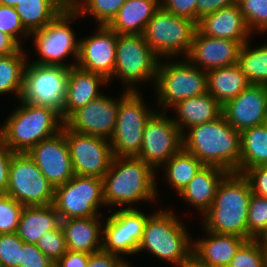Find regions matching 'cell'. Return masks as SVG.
<instances>
[{"label": "cell", "instance_id": "f1b7e54d", "mask_svg": "<svg viewBox=\"0 0 267 267\" xmlns=\"http://www.w3.org/2000/svg\"><path fill=\"white\" fill-rule=\"evenodd\" d=\"M60 225L61 218L53 204L24 206L16 233L25 243L36 244L43 234Z\"/></svg>", "mask_w": 267, "mask_h": 267}, {"label": "cell", "instance_id": "7bdbcfd3", "mask_svg": "<svg viewBox=\"0 0 267 267\" xmlns=\"http://www.w3.org/2000/svg\"><path fill=\"white\" fill-rule=\"evenodd\" d=\"M0 31L11 36L19 45L22 44L20 43L21 37L30 36V33L24 28L15 7L7 5H0Z\"/></svg>", "mask_w": 267, "mask_h": 267}, {"label": "cell", "instance_id": "8fae6325", "mask_svg": "<svg viewBox=\"0 0 267 267\" xmlns=\"http://www.w3.org/2000/svg\"><path fill=\"white\" fill-rule=\"evenodd\" d=\"M55 187L45 178L26 152L11 158L6 193L23 206L53 204Z\"/></svg>", "mask_w": 267, "mask_h": 267}, {"label": "cell", "instance_id": "74e56055", "mask_svg": "<svg viewBox=\"0 0 267 267\" xmlns=\"http://www.w3.org/2000/svg\"><path fill=\"white\" fill-rule=\"evenodd\" d=\"M236 3L252 32L267 31V0H236Z\"/></svg>", "mask_w": 267, "mask_h": 267}, {"label": "cell", "instance_id": "4dcf8cb0", "mask_svg": "<svg viewBox=\"0 0 267 267\" xmlns=\"http://www.w3.org/2000/svg\"><path fill=\"white\" fill-rule=\"evenodd\" d=\"M259 165H267V123L240 133V174Z\"/></svg>", "mask_w": 267, "mask_h": 267}, {"label": "cell", "instance_id": "ac0fdd59", "mask_svg": "<svg viewBox=\"0 0 267 267\" xmlns=\"http://www.w3.org/2000/svg\"><path fill=\"white\" fill-rule=\"evenodd\" d=\"M95 32L79 40L76 66L110 81L115 69L118 34L106 25H98Z\"/></svg>", "mask_w": 267, "mask_h": 267}, {"label": "cell", "instance_id": "83f0119b", "mask_svg": "<svg viewBox=\"0 0 267 267\" xmlns=\"http://www.w3.org/2000/svg\"><path fill=\"white\" fill-rule=\"evenodd\" d=\"M160 8V0H126L107 25L118 35H142L146 24Z\"/></svg>", "mask_w": 267, "mask_h": 267}, {"label": "cell", "instance_id": "816d5d0a", "mask_svg": "<svg viewBox=\"0 0 267 267\" xmlns=\"http://www.w3.org/2000/svg\"><path fill=\"white\" fill-rule=\"evenodd\" d=\"M87 0H52L60 14H80Z\"/></svg>", "mask_w": 267, "mask_h": 267}, {"label": "cell", "instance_id": "db71d44e", "mask_svg": "<svg viewBox=\"0 0 267 267\" xmlns=\"http://www.w3.org/2000/svg\"><path fill=\"white\" fill-rule=\"evenodd\" d=\"M179 267H208L207 265L198 261L193 255L186 261L182 262Z\"/></svg>", "mask_w": 267, "mask_h": 267}, {"label": "cell", "instance_id": "484cf974", "mask_svg": "<svg viewBox=\"0 0 267 267\" xmlns=\"http://www.w3.org/2000/svg\"><path fill=\"white\" fill-rule=\"evenodd\" d=\"M229 172L215 166H203L178 194L203 215L213 204L218 185Z\"/></svg>", "mask_w": 267, "mask_h": 267}, {"label": "cell", "instance_id": "f6af8a7d", "mask_svg": "<svg viewBox=\"0 0 267 267\" xmlns=\"http://www.w3.org/2000/svg\"><path fill=\"white\" fill-rule=\"evenodd\" d=\"M242 175L247 179L253 194L267 198V165L249 168Z\"/></svg>", "mask_w": 267, "mask_h": 267}, {"label": "cell", "instance_id": "9f6ffc18", "mask_svg": "<svg viewBox=\"0 0 267 267\" xmlns=\"http://www.w3.org/2000/svg\"><path fill=\"white\" fill-rule=\"evenodd\" d=\"M20 0H0V5L15 7Z\"/></svg>", "mask_w": 267, "mask_h": 267}, {"label": "cell", "instance_id": "ee69618b", "mask_svg": "<svg viewBox=\"0 0 267 267\" xmlns=\"http://www.w3.org/2000/svg\"><path fill=\"white\" fill-rule=\"evenodd\" d=\"M19 267H55V263L44 255L36 244L23 241Z\"/></svg>", "mask_w": 267, "mask_h": 267}, {"label": "cell", "instance_id": "30bf717a", "mask_svg": "<svg viewBox=\"0 0 267 267\" xmlns=\"http://www.w3.org/2000/svg\"><path fill=\"white\" fill-rule=\"evenodd\" d=\"M69 67L27 63L19 101L47 106L60 114L65 103Z\"/></svg>", "mask_w": 267, "mask_h": 267}, {"label": "cell", "instance_id": "5bb4252c", "mask_svg": "<svg viewBox=\"0 0 267 267\" xmlns=\"http://www.w3.org/2000/svg\"><path fill=\"white\" fill-rule=\"evenodd\" d=\"M166 113L155 111L146 122L141 150L136 156L155 171L183 149V134Z\"/></svg>", "mask_w": 267, "mask_h": 267}, {"label": "cell", "instance_id": "8d00e7d4", "mask_svg": "<svg viewBox=\"0 0 267 267\" xmlns=\"http://www.w3.org/2000/svg\"><path fill=\"white\" fill-rule=\"evenodd\" d=\"M247 226L248 240L255 239L267 227V198L252 193Z\"/></svg>", "mask_w": 267, "mask_h": 267}, {"label": "cell", "instance_id": "c3c4849f", "mask_svg": "<svg viewBox=\"0 0 267 267\" xmlns=\"http://www.w3.org/2000/svg\"><path fill=\"white\" fill-rule=\"evenodd\" d=\"M14 153L15 152L0 140V193H6L9 167Z\"/></svg>", "mask_w": 267, "mask_h": 267}, {"label": "cell", "instance_id": "836d02e7", "mask_svg": "<svg viewBox=\"0 0 267 267\" xmlns=\"http://www.w3.org/2000/svg\"><path fill=\"white\" fill-rule=\"evenodd\" d=\"M28 57L20 47L15 53L0 57V94L14 92L18 99L22 91Z\"/></svg>", "mask_w": 267, "mask_h": 267}, {"label": "cell", "instance_id": "6f0895ef", "mask_svg": "<svg viewBox=\"0 0 267 267\" xmlns=\"http://www.w3.org/2000/svg\"><path fill=\"white\" fill-rule=\"evenodd\" d=\"M120 267H131V266H130L129 262L124 261V262L120 265Z\"/></svg>", "mask_w": 267, "mask_h": 267}, {"label": "cell", "instance_id": "f5cc1de1", "mask_svg": "<svg viewBox=\"0 0 267 267\" xmlns=\"http://www.w3.org/2000/svg\"><path fill=\"white\" fill-rule=\"evenodd\" d=\"M20 47L11 36L0 31V57L15 53Z\"/></svg>", "mask_w": 267, "mask_h": 267}, {"label": "cell", "instance_id": "b9f144b4", "mask_svg": "<svg viewBox=\"0 0 267 267\" xmlns=\"http://www.w3.org/2000/svg\"><path fill=\"white\" fill-rule=\"evenodd\" d=\"M36 246L44 255L56 263L66 252V240L61 225L52 231L43 234Z\"/></svg>", "mask_w": 267, "mask_h": 267}, {"label": "cell", "instance_id": "d6a6232c", "mask_svg": "<svg viewBox=\"0 0 267 267\" xmlns=\"http://www.w3.org/2000/svg\"><path fill=\"white\" fill-rule=\"evenodd\" d=\"M15 9L29 33L44 28L60 14L52 0H20Z\"/></svg>", "mask_w": 267, "mask_h": 267}, {"label": "cell", "instance_id": "d6986e66", "mask_svg": "<svg viewBox=\"0 0 267 267\" xmlns=\"http://www.w3.org/2000/svg\"><path fill=\"white\" fill-rule=\"evenodd\" d=\"M104 95L75 110L64 124L74 132L110 139L116 124L119 100Z\"/></svg>", "mask_w": 267, "mask_h": 267}, {"label": "cell", "instance_id": "f546056e", "mask_svg": "<svg viewBox=\"0 0 267 267\" xmlns=\"http://www.w3.org/2000/svg\"><path fill=\"white\" fill-rule=\"evenodd\" d=\"M206 74L207 92L222 106L250 85L238 64L211 69Z\"/></svg>", "mask_w": 267, "mask_h": 267}, {"label": "cell", "instance_id": "2e32d148", "mask_svg": "<svg viewBox=\"0 0 267 267\" xmlns=\"http://www.w3.org/2000/svg\"><path fill=\"white\" fill-rule=\"evenodd\" d=\"M148 217L130 205L106 217L102 250L118 256L137 254Z\"/></svg>", "mask_w": 267, "mask_h": 267}, {"label": "cell", "instance_id": "9c48e42d", "mask_svg": "<svg viewBox=\"0 0 267 267\" xmlns=\"http://www.w3.org/2000/svg\"><path fill=\"white\" fill-rule=\"evenodd\" d=\"M196 23L159 8L146 24L143 38L149 47L162 59L186 57L189 53ZM172 56V57H171ZM176 56V57H175Z\"/></svg>", "mask_w": 267, "mask_h": 267}, {"label": "cell", "instance_id": "9a60e30c", "mask_svg": "<svg viewBox=\"0 0 267 267\" xmlns=\"http://www.w3.org/2000/svg\"><path fill=\"white\" fill-rule=\"evenodd\" d=\"M65 138L74 173L102 179L114 157L109 139L74 132L66 125Z\"/></svg>", "mask_w": 267, "mask_h": 267}, {"label": "cell", "instance_id": "cb8c5ba5", "mask_svg": "<svg viewBox=\"0 0 267 267\" xmlns=\"http://www.w3.org/2000/svg\"><path fill=\"white\" fill-rule=\"evenodd\" d=\"M205 232L208 237L195 240L192 255L208 267H228L238 249L247 241L237 235Z\"/></svg>", "mask_w": 267, "mask_h": 267}, {"label": "cell", "instance_id": "8992f818", "mask_svg": "<svg viewBox=\"0 0 267 267\" xmlns=\"http://www.w3.org/2000/svg\"><path fill=\"white\" fill-rule=\"evenodd\" d=\"M160 60L155 79V89L158 105H162L164 112L178 102L199 96L207 92V74L191 64L185 58L183 61L166 63ZM168 63V64H167Z\"/></svg>", "mask_w": 267, "mask_h": 267}, {"label": "cell", "instance_id": "7c38bea8", "mask_svg": "<svg viewBox=\"0 0 267 267\" xmlns=\"http://www.w3.org/2000/svg\"><path fill=\"white\" fill-rule=\"evenodd\" d=\"M102 204L105 206L101 178L75 174L55 187L53 205L61 220L99 216Z\"/></svg>", "mask_w": 267, "mask_h": 267}, {"label": "cell", "instance_id": "603a6c76", "mask_svg": "<svg viewBox=\"0 0 267 267\" xmlns=\"http://www.w3.org/2000/svg\"><path fill=\"white\" fill-rule=\"evenodd\" d=\"M109 81L98 73L88 72L71 67L67 81L65 103L61 117L65 121L75 110L86 106L92 100L99 98L103 93L99 92L100 85Z\"/></svg>", "mask_w": 267, "mask_h": 267}, {"label": "cell", "instance_id": "d4e9b609", "mask_svg": "<svg viewBox=\"0 0 267 267\" xmlns=\"http://www.w3.org/2000/svg\"><path fill=\"white\" fill-rule=\"evenodd\" d=\"M100 216L61 220L67 250L89 254L102 250L103 222H100Z\"/></svg>", "mask_w": 267, "mask_h": 267}, {"label": "cell", "instance_id": "7a4b0ae2", "mask_svg": "<svg viewBox=\"0 0 267 267\" xmlns=\"http://www.w3.org/2000/svg\"><path fill=\"white\" fill-rule=\"evenodd\" d=\"M252 191L240 173H228L218 185L213 204L203 214L204 230L248 240L247 215Z\"/></svg>", "mask_w": 267, "mask_h": 267}, {"label": "cell", "instance_id": "7402d4cb", "mask_svg": "<svg viewBox=\"0 0 267 267\" xmlns=\"http://www.w3.org/2000/svg\"><path fill=\"white\" fill-rule=\"evenodd\" d=\"M196 28L203 35L238 41L242 45L249 42V36L254 33L248 27L237 3L201 17Z\"/></svg>", "mask_w": 267, "mask_h": 267}, {"label": "cell", "instance_id": "6da1fadb", "mask_svg": "<svg viewBox=\"0 0 267 267\" xmlns=\"http://www.w3.org/2000/svg\"><path fill=\"white\" fill-rule=\"evenodd\" d=\"M187 131L188 134H183L186 152L196 156L205 166L240 173V132L230 126L223 114Z\"/></svg>", "mask_w": 267, "mask_h": 267}, {"label": "cell", "instance_id": "44dd1931", "mask_svg": "<svg viewBox=\"0 0 267 267\" xmlns=\"http://www.w3.org/2000/svg\"><path fill=\"white\" fill-rule=\"evenodd\" d=\"M242 44L238 41L209 37L194 32L192 44L186 58L203 71L238 64Z\"/></svg>", "mask_w": 267, "mask_h": 267}, {"label": "cell", "instance_id": "60d3db41", "mask_svg": "<svg viewBox=\"0 0 267 267\" xmlns=\"http://www.w3.org/2000/svg\"><path fill=\"white\" fill-rule=\"evenodd\" d=\"M23 240L16 232L0 234V266L19 267Z\"/></svg>", "mask_w": 267, "mask_h": 267}, {"label": "cell", "instance_id": "277c9868", "mask_svg": "<svg viewBox=\"0 0 267 267\" xmlns=\"http://www.w3.org/2000/svg\"><path fill=\"white\" fill-rule=\"evenodd\" d=\"M20 103L0 127V140L13 152H27L62 130L64 120L57 110L24 101Z\"/></svg>", "mask_w": 267, "mask_h": 267}, {"label": "cell", "instance_id": "1f68e13d", "mask_svg": "<svg viewBox=\"0 0 267 267\" xmlns=\"http://www.w3.org/2000/svg\"><path fill=\"white\" fill-rule=\"evenodd\" d=\"M162 166H165L166 180L178 195L204 164L196 156L182 149Z\"/></svg>", "mask_w": 267, "mask_h": 267}, {"label": "cell", "instance_id": "f35d334b", "mask_svg": "<svg viewBox=\"0 0 267 267\" xmlns=\"http://www.w3.org/2000/svg\"><path fill=\"white\" fill-rule=\"evenodd\" d=\"M23 207L13 197L0 193V234L17 232Z\"/></svg>", "mask_w": 267, "mask_h": 267}, {"label": "cell", "instance_id": "ab89813d", "mask_svg": "<svg viewBox=\"0 0 267 267\" xmlns=\"http://www.w3.org/2000/svg\"><path fill=\"white\" fill-rule=\"evenodd\" d=\"M126 0H87L84 9L79 14L93 15L98 25H108L117 15Z\"/></svg>", "mask_w": 267, "mask_h": 267}, {"label": "cell", "instance_id": "d590c367", "mask_svg": "<svg viewBox=\"0 0 267 267\" xmlns=\"http://www.w3.org/2000/svg\"><path fill=\"white\" fill-rule=\"evenodd\" d=\"M228 267H267V256L255 239L247 240L238 249Z\"/></svg>", "mask_w": 267, "mask_h": 267}, {"label": "cell", "instance_id": "ffe728a7", "mask_svg": "<svg viewBox=\"0 0 267 267\" xmlns=\"http://www.w3.org/2000/svg\"><path fill=\"white\" fill-rule=\"evenodd\" d=\"M222 114L238 132L267 123V85L250 84L227 101Z\"/></svg>", "mask_w": 267, "mask_h": 267}, {"label": "cell", "instance_id": "4fadbf2b", "mask_svg": "<svg viewBox=\"0 0 267 267\" xmlns=\"http://www.w3.org/2000/svg\"><path fill=\"white\" fill-rule=\"evenodd\" d=\"M79 17V14H59L44 28L30 33L31 37L34 35V44L40 55L39 59L31 63L75 67L76 63L74 62H77L78 58L79 40H75L76 37L70 24L73 19ZM70 53L76 61L68 65L63 60Z\"/></svg>", "mask_w": 267, "mask_h": 267}, {"label": "cell", "instance_id": "3957f363", "mask_svg": "<svg viewBox=\"0 0 267 267\" xmlns=\"http://www.w3.org/2000/svg\"><path fill=\"white\" fill-rule=\"evenodd\" d=\"M155 170L138 157L114 156L103 181L105 206L153 201L157 196Z\"/></svg>", "mask_w": 267, "mask_h": 267}, {"label": "cell", "instance_id": "7dc6e473", "mask_svg": "<svg viewBox=\"0 0 267 267\" xmlns=\"http://www.w3.org/2000/svg\"><path fill=\"white\" fill-rule=\"evenodd\" d=\"M124 261L122 256L101 250L90 254L86 267H120Z\"/></svg>", "mask_w": 267, "mask_h": 267}, {"label": "cell", "instance_id": "f907efd6", "mask_svg": "<svg viewBox=\"0 0 267 267\" xmlns=\"http://www.w3.org/2000/svg\"><path fill=\"white\" fill-rule=\"evenodd\" d=\"M89 253L69 251L55 263V267H86Z\"/></svg>", "mask_w": 267, "mask_h": 267}, {"label": "cell", "instance_id": "e0dca14e", "mask_svg": "<svg viewBox=\"0 0 267 267\" xmlns=\"http://www.w3.org/2000/svg\"><path fill=\"white\" fill-rule=\"evenodd\" d=\"M26 153L54 187L65 184L75 175L65 138V124L59 133L40 141Z\"/></svg>", "mask_w": 267, "mask_h": 267}, {"label": "cell", "instance_id": "e575fe53", "mask_svg": "<svg viewBox=\"0 0 267 267\" xmlns=\"http://www.w3.org/2000/svg\"><path fill=\"white\" fill-rule=\"evenodd\" d=\"M248 43L240 49L238 65L250 84L267 85V43L258 48Z\"/></svg>", "mask_w": 267, "mask_h": 267}, {"label": "cell", "instance_id": "5b68a950", "mask_svg": "<svg viewBox=\"0 0 267 267\" xmlns=\"http://www.w3.org/2000/svg\"><path fill=\"white\" fill-rule=\"evenodd\" d=\"M175 213L171 210L149 215L137 254L145 249L154 256L179 266L192 256L193 242Z\"/></svg>", "mask_w": 267, "mask_h": 267}, {"label": "cell", "instance_id": "681fc988", "mask_svg": "<svg viewBox=\"0 0 267 267\" xmlns=\"http://www.w3.org/2000/svg\"><path fill=\"white\" fill-rule=\"evenodd\" d=\"M235 3L236 0H197L196 24L201 17L230 7Z\"/></svg>", "mask_w": 267, "mask_h": 267}, {"label": "cell", "instance_id": "4316f807", "mask_svg": "<svg viewBox=\"0 0 267 267\" xmlns=\"http://www.w3.org/2000/svg\"><path fill=\"white\" fill-rule=\"evenodd\" d=\"M177 113L174 123L185 134V129L219 118L223 107L208 92L184 99L172 107ZM185 127V128H184Z\"/></svg>", "mask_w": 267, "mask_h": 267}, {"label": "cell", "instance_id": "bcb514c9", "mask_svg": "<svg viewBox=\"0 0 267 267\" xmlns=\"http://www.w3.org/2000/svg\"><path fill=\"white\" fill-rule=\"evenodd\" d=\"M160 7L196 23L197 0H160Z\"/></svg>", "mask_w": 267, "mask_h": 267}, {"label": "cell", "instance_id": "52a82bcc", "mask_svg": "<svg viewBox=\"0 0 267 267\" xmlns=\"http://www.w3.org/2000/svg\"><path fill=\"white\" fill-rule=\"evenodd\" d=\"M141 96V92L125 90L119 97L116 124L109 139L113 156L136 157L140 153L145 124L155 113L145 107Z\"/></svg>", "mask_w": 267, "mask_h": 267}, {"label": "cell", "instance_id": "ba28073f", "mask_svg": "<svg viewBox=\"0 0 267 267\" xmlns=\"http://www.w3.org/2000/svg\"><path fill=\"white\" fill-rule=\"evenodd\" d=\"M160 57L149 47L143 35H118L116 63L112 79H121L126 91H138L135 83L148 80L155 83ZM114 76V77H113ZM136 89V90H135Z\"/></svg>", "mask_w": 267, "mask_h": 267}, {"label": "cell", "instance_id": "11a10c76", "mask_svg": "<svg viewBox=\"0 0 267 267\" xmlns=\"http://www.w3.org/2000/svg\"><path fill=\"white\" fill-rule=\"evenodd\" d=\"M260 247L267 253V227L255 238Z\"/></svg>", "mask_w": 267, "mask_h": 267}]
</instances>
